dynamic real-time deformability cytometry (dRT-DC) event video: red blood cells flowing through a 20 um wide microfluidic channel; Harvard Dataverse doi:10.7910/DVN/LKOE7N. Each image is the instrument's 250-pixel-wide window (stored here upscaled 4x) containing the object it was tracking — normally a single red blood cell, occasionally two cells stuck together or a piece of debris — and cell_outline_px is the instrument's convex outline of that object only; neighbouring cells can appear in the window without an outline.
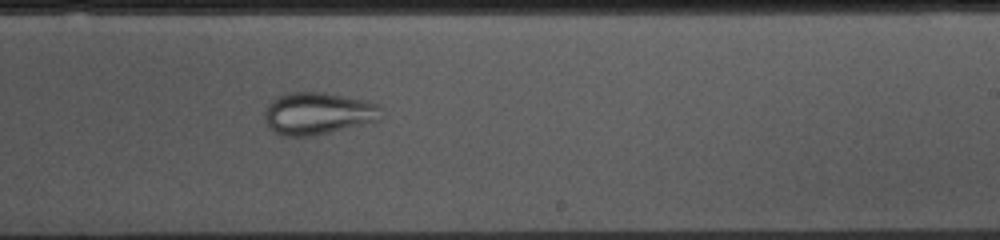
{"species": "common noctule bat (a hibernating species)", "species_latin": "Nyctalus noctula", "temperature_condition": "cold", "stored_images_in_passage": 53, "camera_frame_rate_fps": 3000, "um_per_image_px": 0.085, "animal": {"sex": "female", "body_mass_g": 10.0, "forearm_length_mm": 53.1}, "frame": {"image": 1, "passage_image": 31, "time_ms": 10.0, "image_size_px": [1000, 240], "cell_outline_px": [[380, 120], [364, 124], [312, 136], [284, 136], [272, 132], [264, 116], [264, 112], [268, 104], [276, 96], [288, 92], [324, 92], [364, 100], [376, 104], [380, 108]], "centroid_in_image_um": [26.98, 9.64], "position_along_channel_um": 262.0, "area_um2": 28.61}}
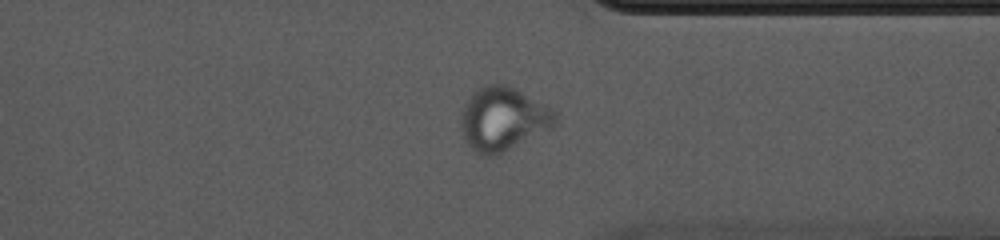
{"frame": {"image": 2, "passage_image": 40, "time_ms": 13.0, "image_size_px": [1000, 240], "cell_outline_px": [[556, 124], [552, 128], [496, 156], [480, 156], [464, 140], [460, 124], [460, 116], [464, 104], [476, 88], [488, 84], [508, 84], [544, 104], [556, 116]], "centroid_in_image_um": [42.71, 10.12], "position_along_channel_um": 368.7, "area_um2": 34.97}}
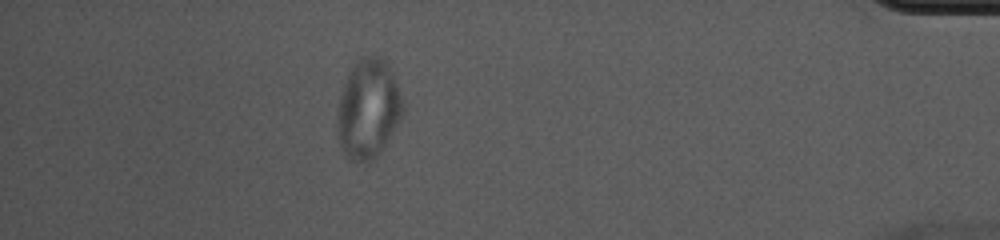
{"frame": {"image": 3, "passage_image": 47, "time_ms": 15.333, "image_size_px": [1000, 240], "cell_outline_px": [[404, 112], [400, 120], [380, 152], [368, 164], [356, 164], [340, 148], [336, 132], [336, 116], [340, 96], [344, 84], [352, 64], [356, 60], [364, 56], [380, 56], [388, 64], [392, 72], [404, 100]], "centroid_in_image_um": [31.28, 9.28], "position_along_channel_um": 403.9, "area_um2": 38.55}}